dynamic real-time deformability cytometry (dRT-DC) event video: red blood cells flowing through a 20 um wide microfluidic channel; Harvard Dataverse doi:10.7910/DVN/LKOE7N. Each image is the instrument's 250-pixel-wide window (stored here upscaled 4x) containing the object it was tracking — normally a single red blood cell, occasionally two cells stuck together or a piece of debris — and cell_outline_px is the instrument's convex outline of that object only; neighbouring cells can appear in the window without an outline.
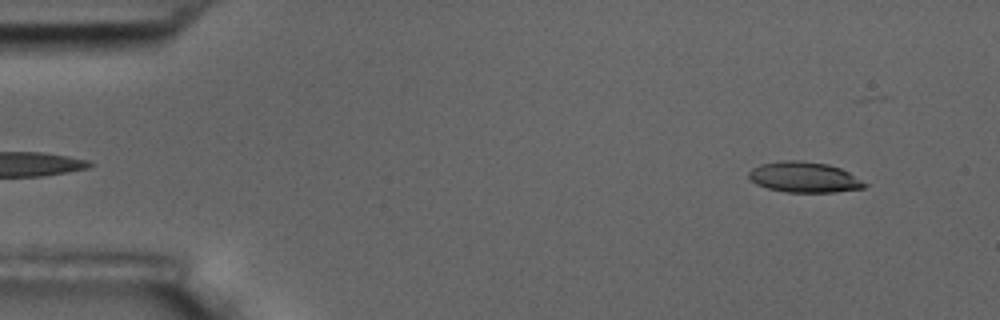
{"species": "common noctule bat (a hibernating species)", "species_latin": "Nyctalus noctula", "temperature_condition": "room temperature", "stored_images_in_passage": 4, "camera_frame_rate_fps": 3000, "um_per_image_px": 0.085, "animal": {"sex": "male", "body_mass_g": 17.5, "forearm_length_mm": 52.3}, "frame": {"image": 1, "passage_image": 1, "time_ms": 0.0, "image_size_px": [1000, 320], "cell_outline_px": [[868, 184], [864, 188], [836, 192], [784, 192], [768, 188], [756, 184], [748, 176], [748, 172], [752, 168], [760, 164], [784, 160], [800, 160], [828, 164], [840, 168], [848, 172]], "centroid_in_image_um": [68.35, 15.06], "position_along_channel_um": 16.7, "area_um2": 20.63}}
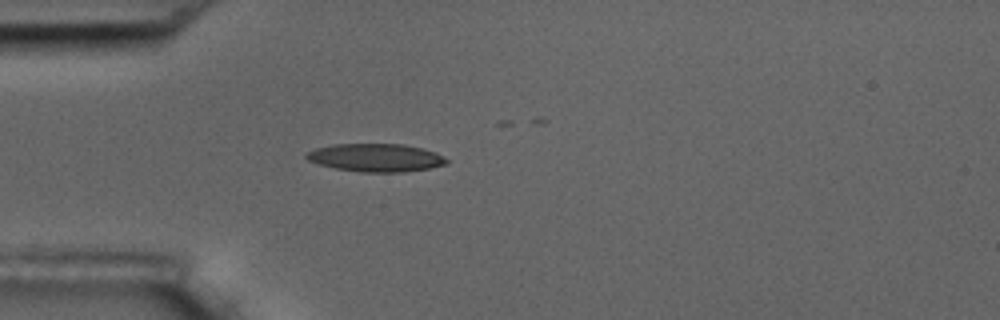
{"frame": {"image": 2, "passage_image": 4, "time_ms": 3.667, "image_size_px": [1000, 320], "cell_outline_px": [[448, 160], [444, 164], [428, 168], [404, 172], [360, 172], [336, 168], [320, 164], [308, 160], [304, 156], [308, 152], [316, 148], [332, 144], [404, 144], [424, 148], [436, 152], [444, 156]], "centroid_in_image_um": [31.96, 13.39], "position_along_channel_um": 53.0, "area_um2": 22.83}}